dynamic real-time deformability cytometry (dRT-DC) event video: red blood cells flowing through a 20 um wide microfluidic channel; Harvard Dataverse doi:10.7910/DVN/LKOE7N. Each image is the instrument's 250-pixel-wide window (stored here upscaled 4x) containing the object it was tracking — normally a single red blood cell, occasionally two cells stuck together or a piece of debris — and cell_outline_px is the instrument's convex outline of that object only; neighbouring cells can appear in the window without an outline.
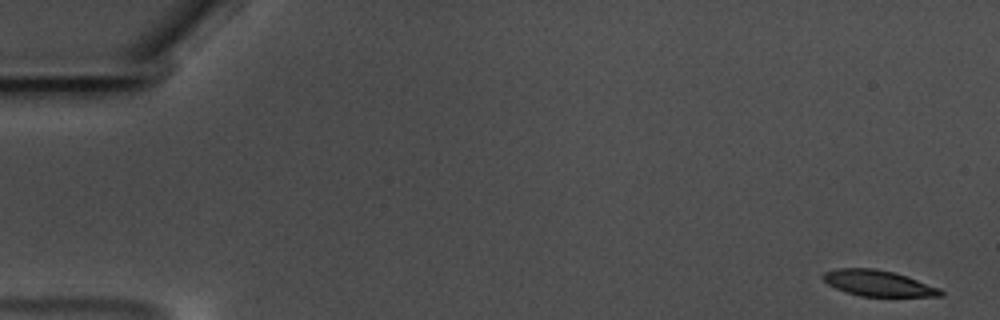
{"species": "common noctule bat (a hibernating species)", "species_latin": "Nyctalus noctula", "temperature_condition": "warm", "stored_images_in_passage": 58, "camera_frame_rate_fps": 3000, "um_per_image_px": 0.085, "animal": {"sex": "male", "body_mass_g": 17.5, "forearm_length_mm": 52.3}, "frame": {"image": 1, "passage_image": 1, "time_ms": 0.0, "image_size_px": [1000, 320], "cell_outline_px": [[944, 296], [860, 296], [836, 288], [828, 284], [820, 276], [824, 272], [836, 268], [876, 268], [892, 272], [940, 288], [944, 292]], "centroid_in_image_um": [74.61, 24.07], "position_along_channel_um": 10.4, "area_um2": 17.51}}
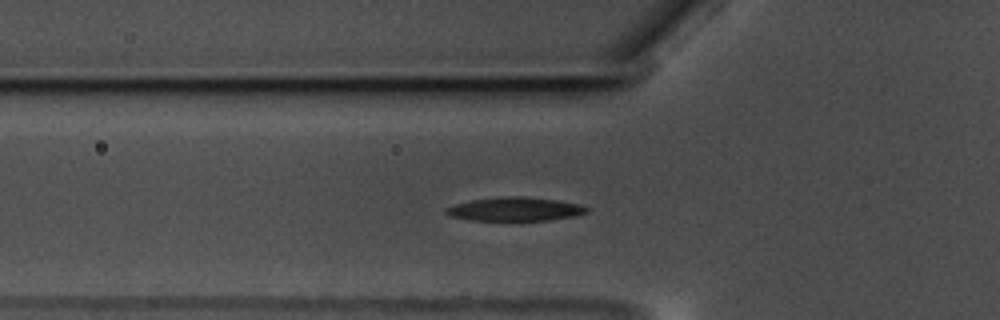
{"frame": {"image": 2, "passage_image": 20, "time_ms": 6.333, "image_size_px": [1000, 320], "cell_outline_px": [[592, 208], [588, 212], [572, 216], [548, 220], [472, 220], [452, 216], [444, 212], [444, 208], [456, 204], [472, 200], [500, 196], [524, 196], [556, 200], [580, 204]], "centroid_in_image_um": [43.8, 17.76], "position_along_channel_um": 82.0, "area_um2": 19.36}}
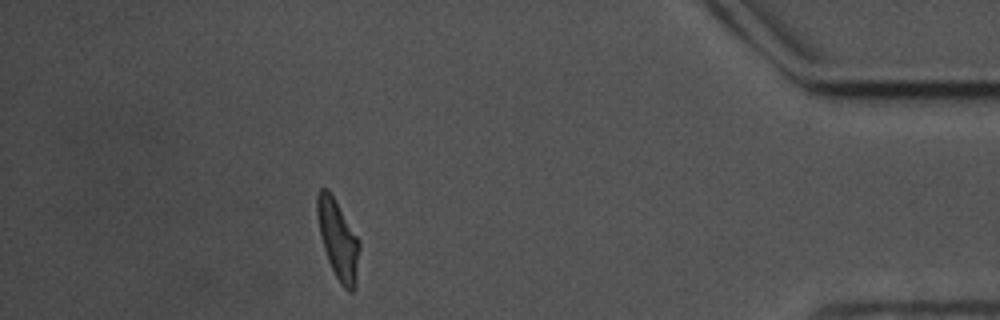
{"frame": {"image": 3, "passage_image": 52, "time_ms": 17.0, "image_size_px": [1000, 320], "cell_outline_px": [[360, 248], [356, 288], [352, 292], [348, 292], [340, 284], [328, 260], [324, 248], [320, 232], [316, 212], [316, 196], [320, 188], [328, 188], [360, 240]], "centroid_in_image_um": [28.75, 20.38], "position_along_channel_um": 406.4, "area_um2": 19.59}, "authors_computed_cell_mechanics": {"area_um2": 19.363, "velocity_mm_per_s": 3.4816, "shape_relaxation_time_tau1_ms": 3.3813, "shape_relaxation_time_tau2_ms": 6.225, "deformation_change_tau1": 0.1477, "deformation_change_tau2": 0.1081}}